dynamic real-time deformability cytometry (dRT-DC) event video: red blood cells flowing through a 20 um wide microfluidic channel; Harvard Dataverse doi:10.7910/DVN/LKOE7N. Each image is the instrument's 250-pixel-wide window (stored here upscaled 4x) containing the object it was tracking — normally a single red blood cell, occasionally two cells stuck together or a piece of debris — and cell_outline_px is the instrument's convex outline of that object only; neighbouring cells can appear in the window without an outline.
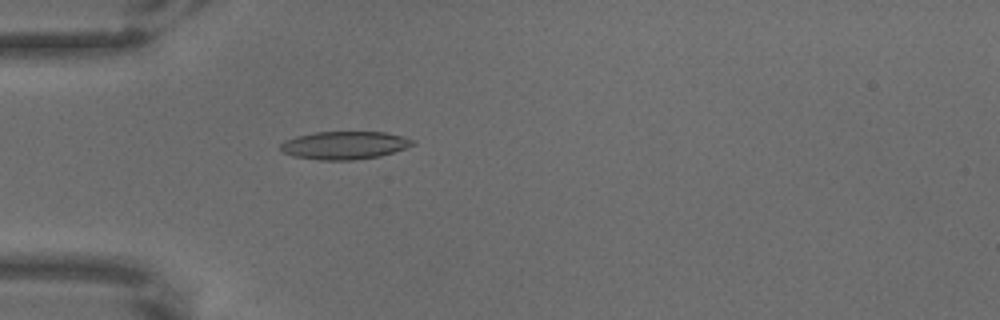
{"species": "common noctule bat (a hibernating species)", "species_latin": "Nyctalus noctula", "temperature_condition": "warm", "stored_images_in_passage": 65, "camera_frame_rate_fps": 3000, "um_per_image_px": 0.085, "animal": {"sex": "male", "body_mass_g": 18.8}, "frame": {"image": 1, "passage_image": 20, "time_ms": 6.333, "image_size_px": [1000, 320], "cell_outline_px": [[416, 144], [380, 156], [352, 160], [320, 160], [292, 156], [284, 152], [280, 148], [280, 144], [284, 140], [296, 136], [316, 132], [384, 132], [404, 136], [416, 140]], "centroid_in_image_um": [29.29, 12.34], "position_along_channel_um": 55.7, "area_um2": 21.56}}
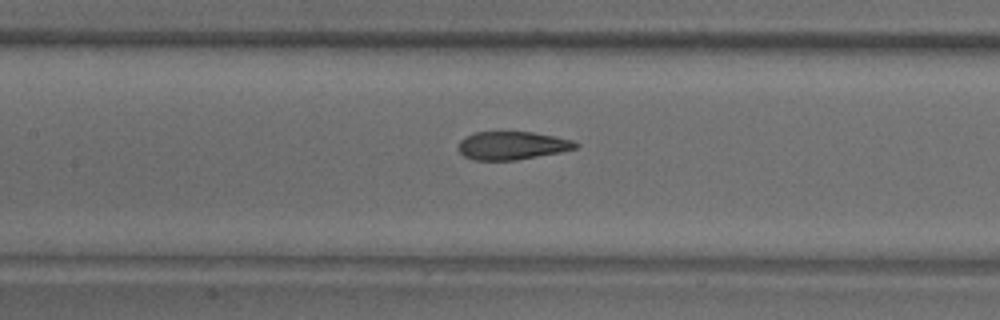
{"frame": {"image": 2, "passage_image": 31, "time_ms": 10.0, "image_size_px": [1000, 320], "cell_outline_px": [[580, 144], [576, 148], [560, 152], [516, 160], [476, 160], [464, 156], [456, 148], [460, 140], [464, 136], [476, 132], [532, 132], [572, 140]], "centroid_in_image_um": [43.48, 12.37], "position_along_channel_um": 163.9, "area_um2": 19.19}}
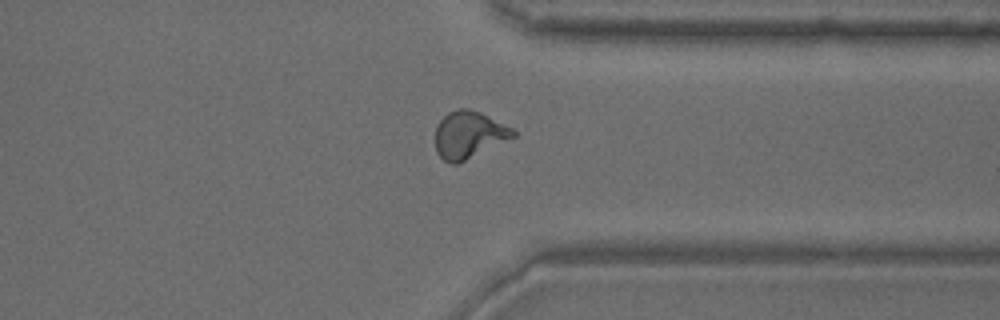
{"frame": {"image": 3, "passage_image": 51, "time_ms": 16.667, "image_size_px": [1000, 320], "cell_outline_px": [[516, 136], [456, 164], [452, 164], [444, 160], [436, 152], [436, 124], [448, 112], [456, 108], [468, 108], [480, 112], [512, 128], [516, 132]], "centroid_in_image_um": [39.83, 11.44], "position_along_channel_um": 371.6, "area_um2": 21.15}}